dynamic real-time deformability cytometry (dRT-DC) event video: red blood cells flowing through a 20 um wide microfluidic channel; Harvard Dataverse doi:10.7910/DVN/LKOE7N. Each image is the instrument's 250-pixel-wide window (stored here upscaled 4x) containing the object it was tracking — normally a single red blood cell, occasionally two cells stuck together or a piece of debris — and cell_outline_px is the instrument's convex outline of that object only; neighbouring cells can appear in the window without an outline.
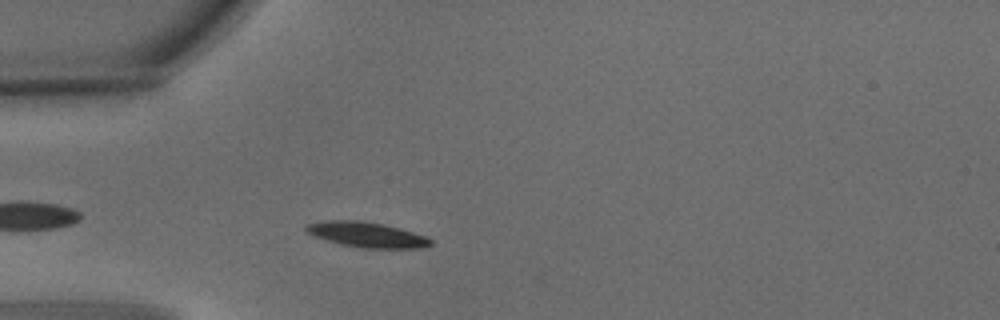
{"species": "common noctule bat (a hibernating species)", "species_latin": "Nyctalus noctula", "temperature_condition": "warm", "stored_images_in_passage": 2, "camera_frame_rate_fps": 3000, "um_per_image_px": 0.085, "animal": {"sex": "male", "body_mass_g": 15.6}, "frame": {"image": 1, "passage_image": 2, "time_ms": 0.333, "image_size_px": [1000, 320], "cell_outline_px": [[432, 244], [420, 248], [364, 248], [340, 244], [316, 236], [308, 232], [304, 228], [308, 224], [328, 220], [360, 220], [384, 224], [400, 228], [428, 236], [432, 240]], "centroid_in_image_um": [31.24, 19.94], "position_along_channel_um": 53.8, "area_um2": 18.21}}